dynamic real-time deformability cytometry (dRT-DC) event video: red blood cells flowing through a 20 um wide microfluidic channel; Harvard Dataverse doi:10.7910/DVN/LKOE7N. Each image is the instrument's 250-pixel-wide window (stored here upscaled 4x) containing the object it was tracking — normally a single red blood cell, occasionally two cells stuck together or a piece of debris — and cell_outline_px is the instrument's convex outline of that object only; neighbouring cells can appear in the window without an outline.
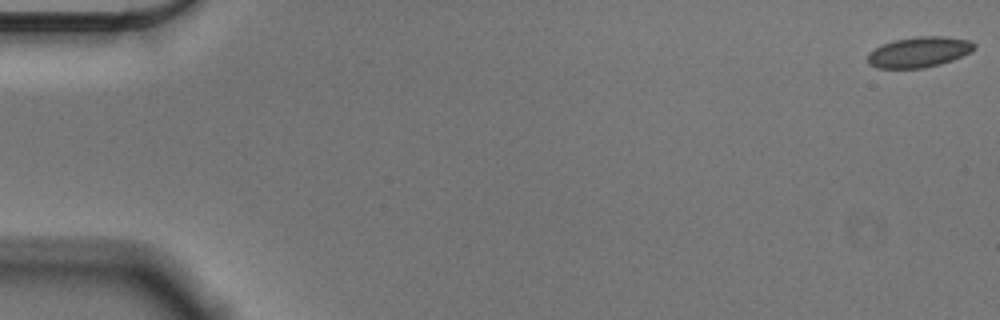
{"species": "Egyptian fruit bat (a non-hibernating species)", "species_latin": "Rousettus aegyptiacus", "temperature_condition": "cold", "stored_images_in_passage": 56, "camera_frame_rate_fps": 3000, "um_per_image_px": 0.085, "animal": {"sex": "male"}, "frame": {"image": 1, "passage_image": 1, "time_ms": 0.0, "image_size_px": [1000, 320], "cell_outline_px": [[976, 48], [972, 52], [952, 60], [940, 64], [924, 68], [876, 68], [868, 64], [868, 52], [892, 40], [916, 36], [944, 36], [972, 40], [976, 44]], "centroid_in_image_um": [78.15, 4.42], "position_along_channel_um": 6.8, "area_um2": 19.19}}
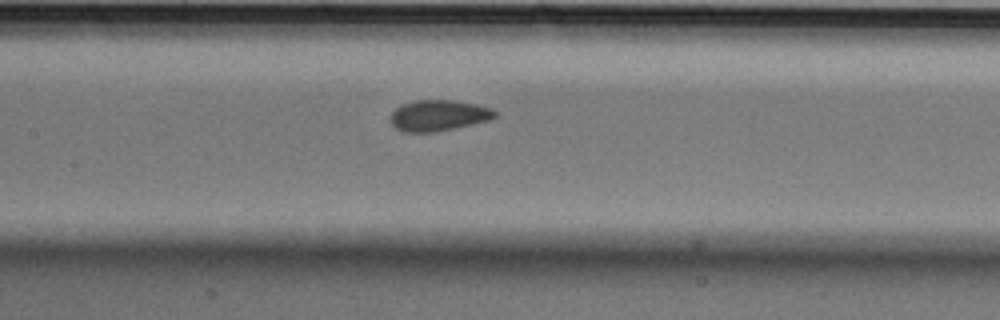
{"frame": {"image": 2, "passage_image": 27, "time_ms": 8.667, "image_size_px": [1000, 320], "cell_outline_px": [[496, 116], [488, 120], [472, 124], [432, 132], [404, 132], [396, 128], [388, 120], [388, 116], [400, 104], [416, 100], [452, 100], [476, 104], [492, 108], [496, 112]], "centroid_in_image_um": [37.22, 9.8], "position_along_channel_um": 170.2, "area_um2": 18.84}}
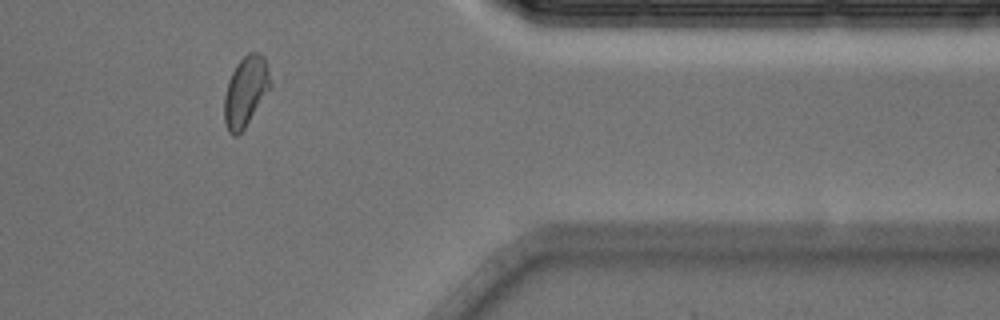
{"frame": {"image": 3, "passage_image": 47, "time_ms": 15.333, "image_size_px": [1000, 320], "cell_outline_px": [[272, 88], [244, 128], [236, 136], [232, 136], [228, 132], [224, 124], [224, 96], [228, 80], [236, 64], [248, 52], [260, 52], [264, 56], [272, 84]], "centroid_in_image_um": [20.88, 7.77], "position_along_channel_um": 390.5, "area_um2": 19.13}, "authors_computed_cell_mechanics": {"area_um2": 18.9006, "velocity_mm_per_s": 3.5917, "shape_relaxation_time_tau1_ms": 7.1207, "shape_relaxation_time_tau2_ms": 1.5157, "deformation_change_tau1": 0.1063, "deformation_change_tau2": 0.0742}}